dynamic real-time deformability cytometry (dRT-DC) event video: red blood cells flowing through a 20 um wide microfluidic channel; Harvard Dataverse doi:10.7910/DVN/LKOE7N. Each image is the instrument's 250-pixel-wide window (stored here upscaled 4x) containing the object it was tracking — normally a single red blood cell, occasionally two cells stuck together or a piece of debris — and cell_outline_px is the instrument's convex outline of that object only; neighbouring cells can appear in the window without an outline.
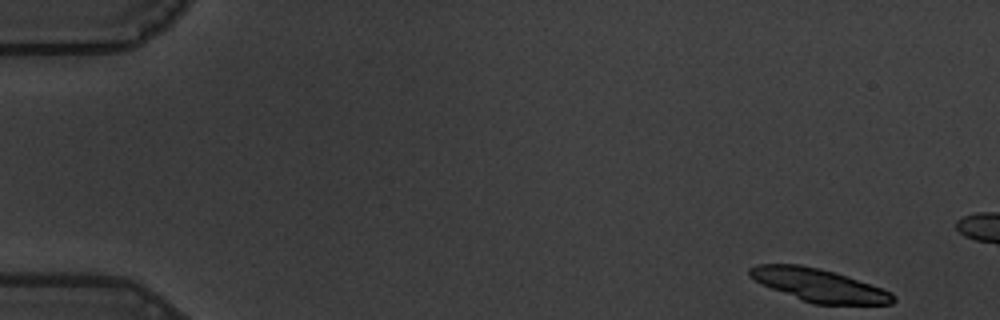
{"species": "common noctule bat (a hibernating species)", "species_latin": "Nyctalus noctula", "temperature_condition": "warm", "stored_images_in_passage": 13, "camera_frame_rate_fps": 3000, "um_per_image_px": 0.085, "animal": {"sex": "male", "body_mass_g": 19.5, "forearm_length_mm": 54.6}, "frame": {"image": 1, "passage_image": 1, "time_ms": 0.0, "image_size_px": [1000, 320], "cell_outline_px": [[896, 300], [892, 304], [812, 304], [760, 284], [748, 276], [748, 268], [756, 264], [800, 264], [820, 268], [836, 272], [848, 276], [892, 292]], "centroid_in_image_um": [69.57, 24.23], "position_along_channel_um": 15.4, "area_um2": 27.63}}